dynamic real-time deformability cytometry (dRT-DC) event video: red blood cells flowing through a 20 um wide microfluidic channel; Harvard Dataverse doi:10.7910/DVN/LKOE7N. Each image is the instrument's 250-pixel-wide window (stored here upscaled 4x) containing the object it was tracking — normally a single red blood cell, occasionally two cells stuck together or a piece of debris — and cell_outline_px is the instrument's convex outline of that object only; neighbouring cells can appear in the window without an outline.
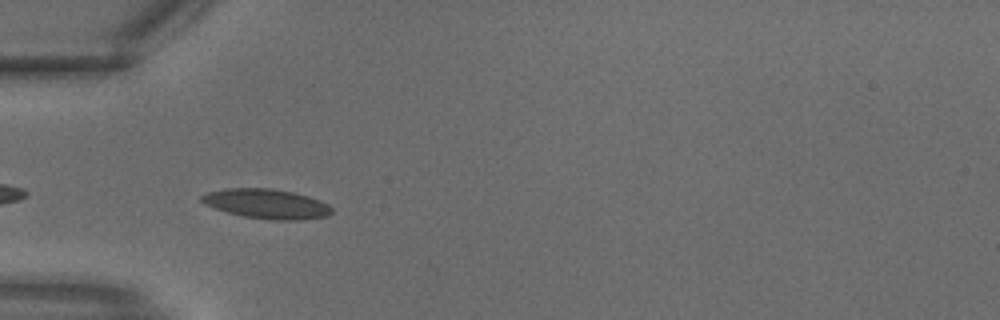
{"species": "common noctule bat (a hibernating species)", "species_latin": "Nyctalus noctula", "temperature_condition": "warm", "stored_images_in_passage": 10, "camera_frame_rate_fps": 3000, "um_per_image_px": 0.085, "animal": {"sex": "male", "body_mass_g": 18.8}, "frame": {"image": 1, "passage_image": 1, "time_ms": 0.0, "image_size_px": [1000, 320], "cell_outline_px": [[332, 212], [328, 216], [300, 220], [272, 220], [240, 216], [204, 204], [200, 200], [200, 196], [208, 192], [224, 188], [272, 188], [292, 192], [308, 196], [320, 200], [328, 204], [332, 208]], "centroid_in_image_um": [22.66, 17.32], "position_along_channel_um": 62.3, "area_um2": 22.6}}
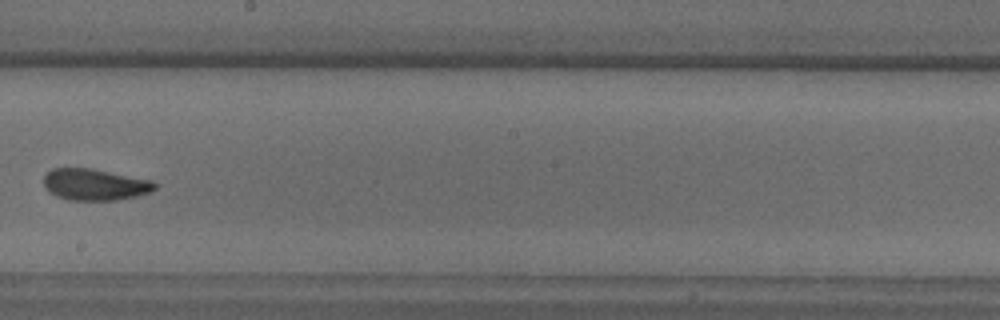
{"frame": {"image": 2, "passage_image": 9, "time_ms": 2.667, "image_size_px": [1000, 320], "cell_outline_px": [[156, 188], [152, 192], [136, 196], [116, 200], [68, 200], [56, 196], [44, 184], [44, 176], [52, 168], [92, 168], [152, 180], [156, 184]], "centroid_in_image_um": [8.1, 15.68], "position_along_channel_um": 240.1, "area_um2": 20.35}}